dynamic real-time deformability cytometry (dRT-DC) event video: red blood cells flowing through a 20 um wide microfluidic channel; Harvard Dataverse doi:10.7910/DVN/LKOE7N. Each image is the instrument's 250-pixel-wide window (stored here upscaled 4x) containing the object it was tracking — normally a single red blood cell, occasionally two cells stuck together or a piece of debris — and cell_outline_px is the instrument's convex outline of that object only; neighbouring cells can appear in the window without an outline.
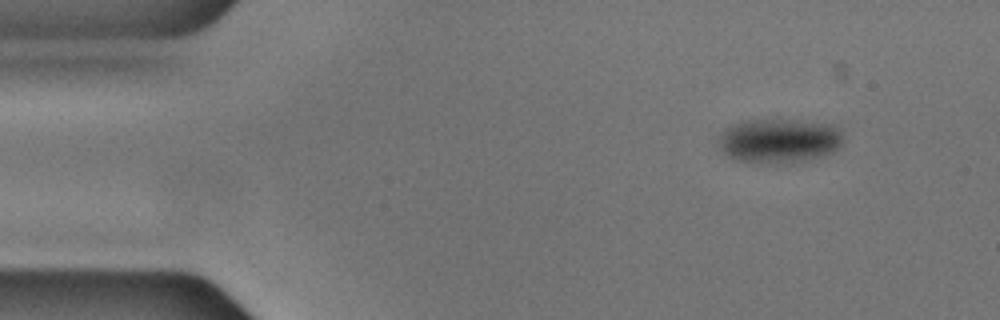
{"species": "common noctule bat (a hibernating species)", "species_latin": "Nyctalus noctula", "temperature_condition": "cold", "stored_images_in_passage": 51, "camera_frame_rate_fps": 3000, "um_per_image_px": 0.085, "animal": {"sex": "male", "body_mass_g": 17.9, "forearm_length_mm": 54.2}, "frame": {"image": 1, "passage_image": 1, "time_ms": 0.0, "image_size_px": [1000, 320], "cell_outline_px": [[844, 140], [840, 148], [832, 152], [820, 156], [800, 160], [776, 164], [768, 164], [736, 160], [728, 156], [716, 144], [724, 128], [732, 124], [744, 120], [776, 116], [836, 124], [840, 128]], "centroid_in_image_um": [66.23, 11.89], "position_along_channel_um": 18.8, "area_um2": 33.64}}
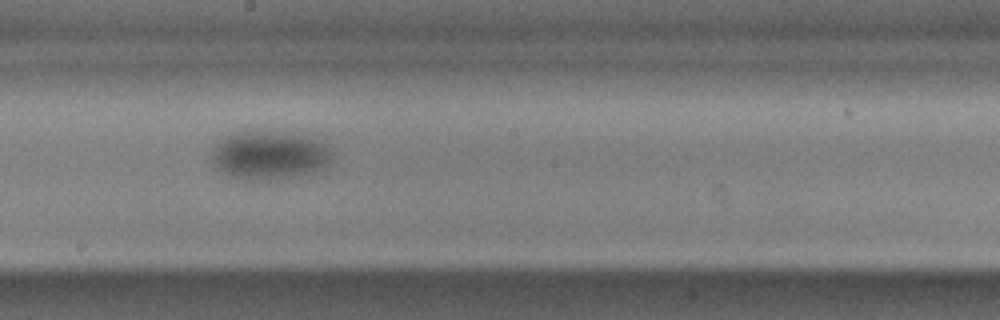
{"frame": {"image": 2, "passage_image": 25, "time_ms": 8.0, "image_size_px": [1000, 320], "cell_outline_px": [[332, 160], [320, 168], [308, 172], [268, 180], [244, 180], [232, 176], [216, 168], [212, 160], [212, 152], [216, 144], [232, 132], [272, 132], [304, 136], [320, 140], [332, 152]], "centroid_in_image_um": [22.86, 13.19], "position_along_channel_um": 225.3, "area_um2": 33.12}}
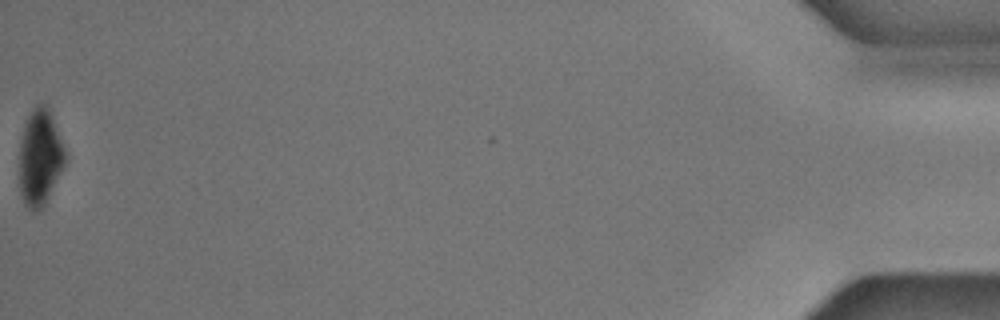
{"frame": {"image": 3, "passage_image": 51, "time_ms": 16.667, "image_size_px": [1000, 320], "cell_outline_px": [[68, 156], [44, 204], [36, 212], [32, 212], [24, 204], [20, 192], [20, 140], [24, 124], [32, 108], [36, 104], [44, 104], [48, 108], [68, 152]], "centroid_in_image_um": [3.4, 13.35], "position_along_channel_um": 431.8, "area_um2": 25.66}}